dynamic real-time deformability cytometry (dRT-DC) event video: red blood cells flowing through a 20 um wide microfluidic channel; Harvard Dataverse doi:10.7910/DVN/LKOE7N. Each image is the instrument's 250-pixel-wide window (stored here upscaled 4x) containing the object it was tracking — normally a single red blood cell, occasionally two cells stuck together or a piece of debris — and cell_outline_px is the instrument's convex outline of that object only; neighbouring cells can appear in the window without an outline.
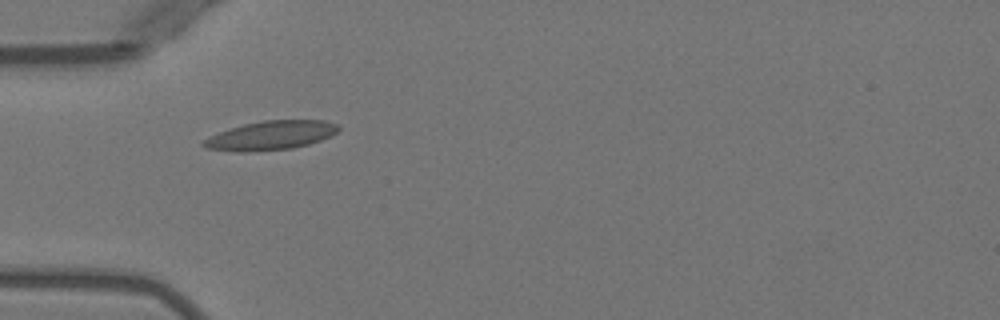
{"species": "Egyptian fruit bat (a non-hibernating species)", "species_latin": "Rousettus aegyptiacus", "temperature_condition": "warm", "stored_images_in_passage": 1, "camera_frame_rate_fps": 3000, "um_per_image_px": 0.085, "animal": {"sex": "female"}, "frame": {"image": 1, "passage_image": 1, "time_ms": 0.0, "image_size_px": [1000, 320], "cell_outline_px": [[340, 128], [332, 136], [308, 144], [292, 148], [248, 152], [236, 152], [208, 148], [200, 144], [208, 136], [244, 124], [264, 120], [324, 120], [340, 124]], "centroid_in_image_um": [23.05, 11.51], "position_along_channel_um": 62.0, "area_um2": 22.77}}